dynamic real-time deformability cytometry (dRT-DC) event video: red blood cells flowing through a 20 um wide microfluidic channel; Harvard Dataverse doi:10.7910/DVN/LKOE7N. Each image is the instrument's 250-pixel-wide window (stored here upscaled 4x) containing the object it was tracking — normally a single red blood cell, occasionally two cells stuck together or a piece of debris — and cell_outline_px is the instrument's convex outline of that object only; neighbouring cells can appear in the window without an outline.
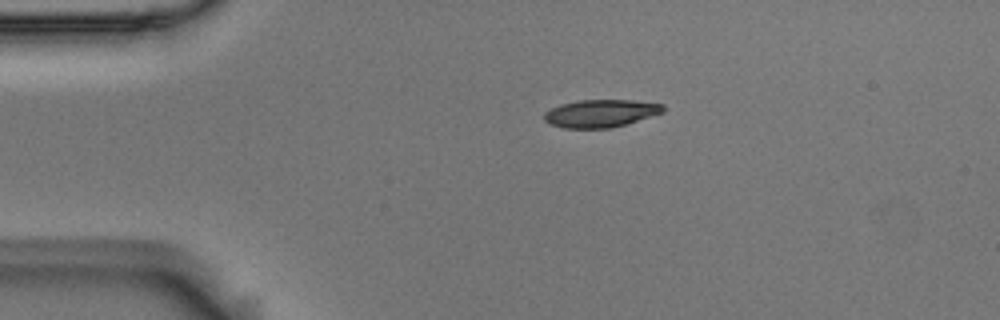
{"species": "Egyptian fruit bat (a non-hibernating species)", "species_latin": "Rousettus aegyptiacus", "temperature_condition": "room temperature", "stored_images_in_passage": 44, "camera_frame_rate_fps": 3000, "um_per_image_px": 0.085, "animal": {"sex": "male"}, "frame": {"image": 1, "passage_image": 1, "time_ms": 0.0, "image_size_px": [1000, 320], "cell_outline_px": [[664, 112], [612, 128], [564, 128], [552, 124], [544, 120], [544, 112], [560, 104], [580, 100], [632, 100], [664, 104]], "centroid_in_image_um": [51.06, 9.63], "position_along_channel_um": 33.9, "area_um2": 19.07}}
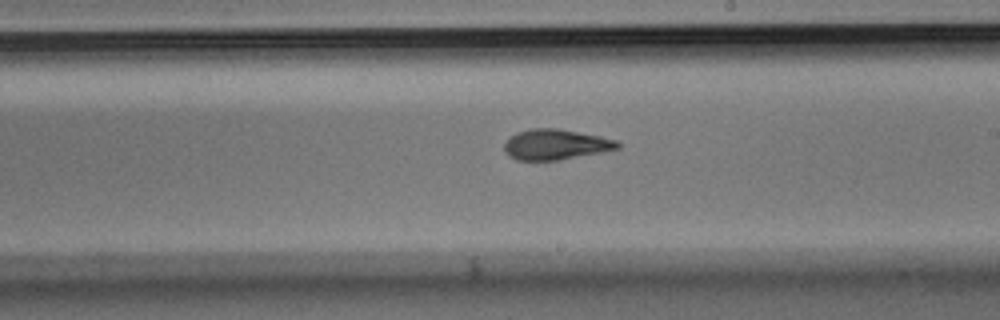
{"frame": {"image": 2, "passage_image": 21, "time_ms": 6.667, "image_size_px": [1000, 320], "cell_outline_px": [[620, 148], [560, 160], [516, 160], [504, 152], [504, 144], [516, 132], [532, 128], [556, 128], [600, 136], [616, 140], [620, 144]], "centroid_in_image_um": [47.21, 12.28], "position_along_channel_um": 241.8, "area_um2": 19.94}}
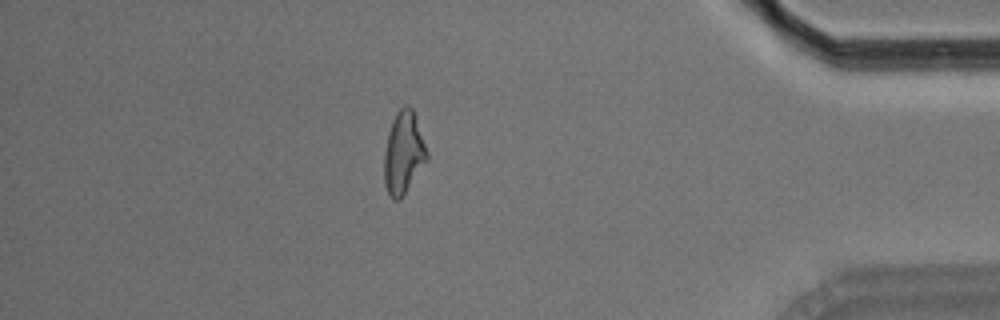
{"frame": {"image": 3, "passage_image": 37, "time_ms": 12.0, "image_size_px": [1000, 320], "cell_outline_px": [[428, 160], [400, 200], [392, 200], [384, 184], [384, 152], [388, 132], [392, 120], [396, 112], [404, 104], [408, 104], [412, 108], [428, 152]], "centroid_in_image_um": [34.29, 13.0], "position_along_channel_um": 400.9, "area_um2": 20.63}, "authors_computed_cell_mechanics": {"area_um2": 20.1144, "velocity_mm_per_s": 3.71, "shape_relaxation_time_tau1_ms": 4.8798, "shape_relaxation_time_tau2_ms": 2.1998, "deformation_change_tau1": 0.1786, "deformation_change_tau2": 0.0961}}